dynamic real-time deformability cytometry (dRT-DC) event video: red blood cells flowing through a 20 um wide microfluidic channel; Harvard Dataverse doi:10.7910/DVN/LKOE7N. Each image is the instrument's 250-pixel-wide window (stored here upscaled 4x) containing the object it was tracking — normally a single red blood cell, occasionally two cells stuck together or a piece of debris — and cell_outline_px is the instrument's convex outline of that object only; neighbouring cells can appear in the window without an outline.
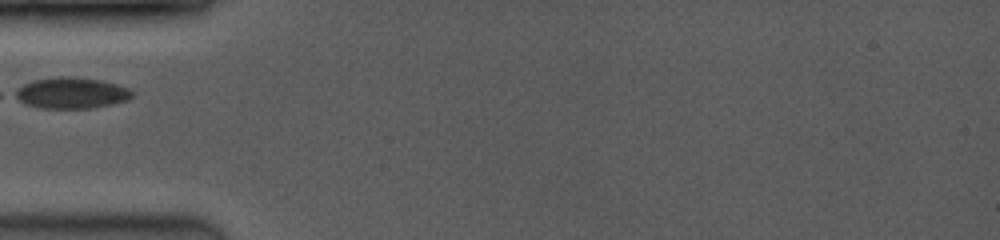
{"species": "common noctule bat (a hibernating species)", "species_latin": "Nyctalus noctula", "temperature_condition": "room temperature", "stored_images_in_passage": 17, "camera_frame_rate_fps": 3500, "um_per_image_px": 0.085, "animal": {"sex": "female", "body_mass_g": 19.0, "forearm_length_mm": 53.3}, "frame": {"image": 1, "passage_image": 1, "time_ms": 0.0, "image_size_px": [1000, 240], "cell_outline_px": [[136, 92], [128, 100], [112, 104], [92, 108], [40, 108], [24, 104], [12, 96], [12, 92], [24, 84], [32, 80], [56, 76], [76, 76], [100, 80], [116, 84], [128, 88]], "centroid_in_image_um": [6.03, 7.89], "position_along_channel_um": 79.0, "area_um2": 21.62}}
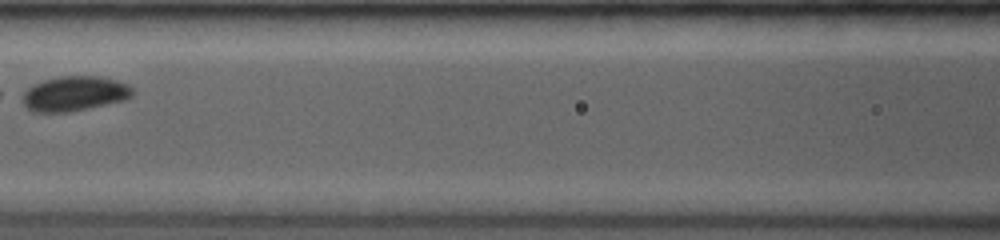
{"frame": {"image": 2, "passage_image": 3, "time_ms": 2.0, "image_size_px": [1000, 240], "cell_outline_px": [[132, 96], [124, 100], [88, 108], [68, 112], [32, 112], [24, 104], [24, 92], [28, 88], [44, 80], [60, 76], [100, 76], [116, 80], [128, 84], [132, 88]], "centroid_in_image_um": [6.35, 7.95], "position_along_channel_um": 160.2, "area_um2": 22.08}}